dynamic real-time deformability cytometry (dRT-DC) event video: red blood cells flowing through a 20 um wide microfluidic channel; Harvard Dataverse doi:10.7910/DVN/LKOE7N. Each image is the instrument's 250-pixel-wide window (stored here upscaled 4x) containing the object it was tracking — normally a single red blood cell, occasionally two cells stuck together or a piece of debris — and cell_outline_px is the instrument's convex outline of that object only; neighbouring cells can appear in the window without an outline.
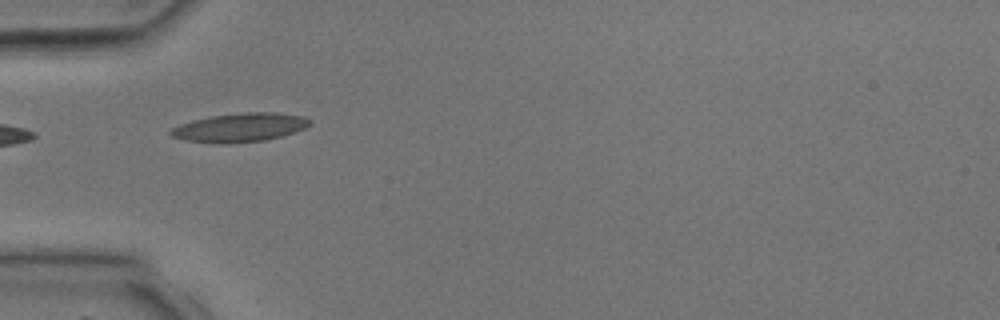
{"species": "common noctule bat (a hibernating species)", "species_latin": "Nyctalus noctula", "temperature_condition": "room temperature", "stored_images_in_passage": 2, "camera_frame_rate_fps": 3000, "um_per_image_px": 0.085, "animal": {"sex": "male", "body_mass_g": 17.9, "forearm_length_mm": 54.2}, "frame": {"image": 1, "passage_image": 2, "time_ms": 1.0, "image_size_px": [1000, 320], "cell_outline_px": [[312, 124], [304, 128], [280, 136], [264, 140], [224, 144], [184, 140], [172, 136], [168, 132], [172, 128], [180, 124], [192, 120], [212, 116], [248, 112], [276, 112], [304, 116], [312, 120]], "centroid_in_image_um": [20.39, 10.83], "position_along_channel_um": 64.6, "area_um2": 23.18}}